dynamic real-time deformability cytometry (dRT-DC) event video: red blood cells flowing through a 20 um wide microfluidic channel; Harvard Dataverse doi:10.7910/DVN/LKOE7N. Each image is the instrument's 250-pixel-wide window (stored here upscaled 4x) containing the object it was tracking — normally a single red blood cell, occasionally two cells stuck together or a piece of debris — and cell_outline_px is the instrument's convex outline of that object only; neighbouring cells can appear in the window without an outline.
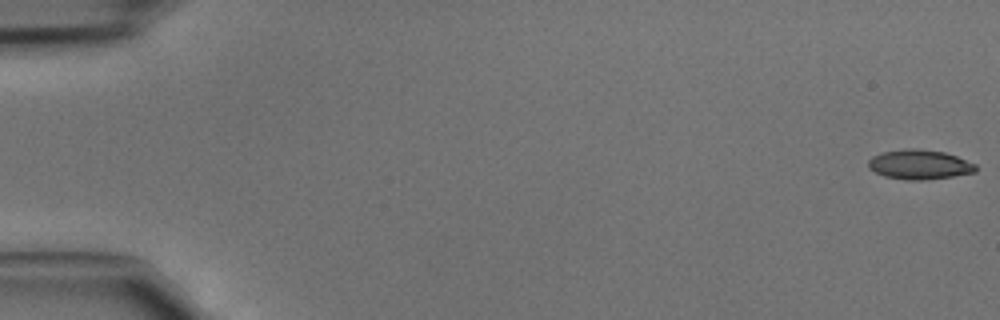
{"species": "common noctule bat (a hibernating species)", "species_latin": "Nyctalus noctula", "temperature_condition": "cold", "stored_images_in_passage": 15, "camera_frame_rate_fps": 3000, "um_per_image_px": 0.085, "animal": {"sex": "male", "body_mass_g": 15.6}, "frame": {"image": 1, "passage_image": 1, "time_ms": 0.0, "image_size_px": [1000, 320], "cell_outline_px": [[976, 172], [952, 176], [924, 180], [908, 180], [884, 176], [868, 168], [868, 160], [872, 156], [880, 152], [908, 148], [916, 148], [944, 152], [956, 156], [976, 164]], "centroid_in_image_um": [78.13, 13.98], "position_along_channel_um": 6.9, "area_um2": 18.55}}
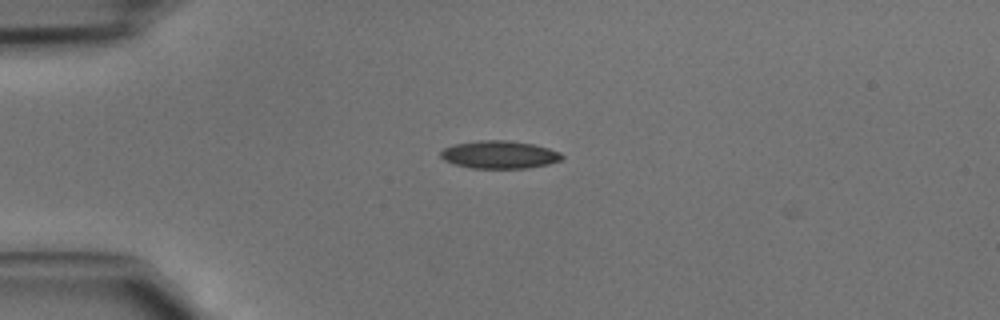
{"frame": {"image": 2, "passage_image": 12, "time_ms": 3.667, "image_size_px": [1000, 320], "cell_outline_px": [[564, 156], [560, 160], [548, 164], [528, 168], [472, 168], [456, 164], [444, 160], [440, 156], [440, 152], [444, 148], [456, 144], [480, 140], [508, 140], [532, 144], [548, 148], [560, 152]], "centroid_in_image_um": [42.46, 13.14], "position_along_channel_um": 42.5, "area_um2": 19.48}}